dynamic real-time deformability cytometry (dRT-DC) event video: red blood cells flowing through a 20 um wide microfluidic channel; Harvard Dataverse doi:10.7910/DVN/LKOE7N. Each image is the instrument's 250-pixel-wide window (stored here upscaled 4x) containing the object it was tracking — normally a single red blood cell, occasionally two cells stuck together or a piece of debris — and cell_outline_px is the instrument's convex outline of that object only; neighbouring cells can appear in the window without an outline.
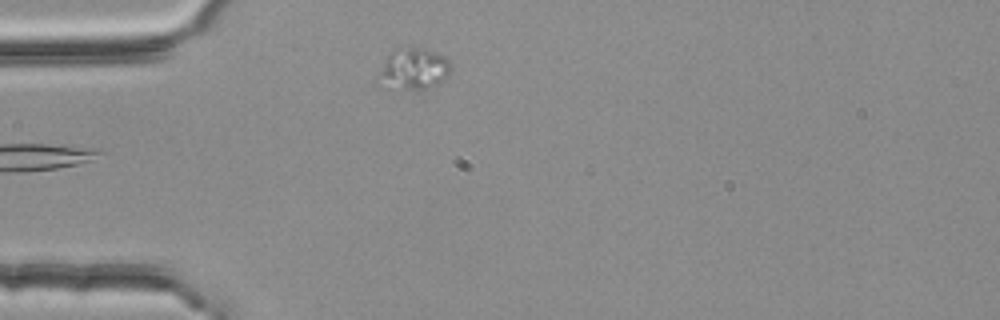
{"species": "common noctule bat (a hibernating species)", "species_latin": "Nyctalus noctula", "temperature_condition": "room temperature", "stored_images_in_passage": 4, "segment_of_instrument_passage": [2, 2], "camera_frame_rate_fps": 3000, "um_per_image_px": 0.085, "animal": {"sex": "female", "body_mass_g": 25.1}, "frame": {"image": 1, "passage_image": 4, "time_ms": 1.0, "image_size_px": [1000, 320], "cell_outline_px": [[452, 68], [448, 76], [440, 84], [428, 88], [376, 88], [372, 84], [372, 80], [392, 48], [424, 48], [436, 52], [444, 56], [452, 64]], "centroid_in_image_um": [35.04, 5.89], "position_along_channel_um": 50.0, "area_um2": 18.44}}